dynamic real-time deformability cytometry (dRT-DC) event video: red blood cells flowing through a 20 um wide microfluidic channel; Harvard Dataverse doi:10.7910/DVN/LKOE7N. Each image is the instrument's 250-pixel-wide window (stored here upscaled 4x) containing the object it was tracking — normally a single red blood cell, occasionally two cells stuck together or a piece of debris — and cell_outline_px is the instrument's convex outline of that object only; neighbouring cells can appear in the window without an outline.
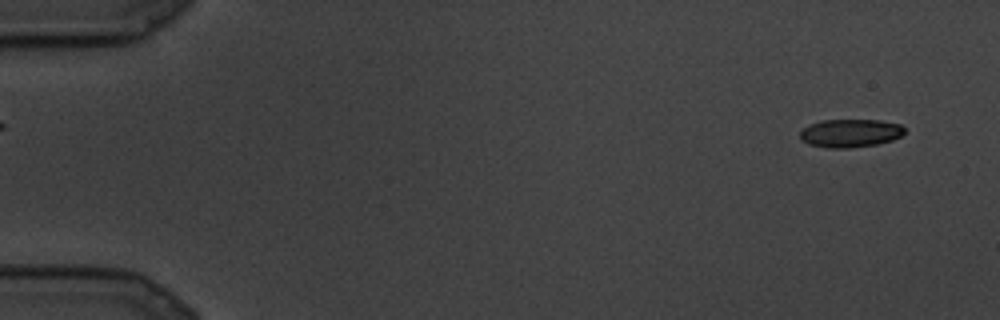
{"species": "common noctule bat (a hibernating species)", "species_latin": "Nyctalus noctula", "temperature_condition": "cold", "stored_images_in_passage": 7, "camera_frame_rate_fps": 3000, "um_per_image_px": 0.085, "animal": {"sex": "male", "body_mass_g": 19.5, "forearm_length_mm": 54.6}, "frame": {"image": 1, "passage_image": 1, "time_ms": 0.0, "image_size_px": [1000, 320], "cell_outline_px": [[904, 132], [900, 136], [892, 140], [876, 144], [848, 148], [828, 148], [808, 144], [800, 136], [800, 132], [804, 128], [820, 120], [880, 120], [900, 124], [904, 128]], "centroid_in_image_um": [72.28, 11.31], "position_along_channel_um": 12.7, "area_um2": 16.99}}